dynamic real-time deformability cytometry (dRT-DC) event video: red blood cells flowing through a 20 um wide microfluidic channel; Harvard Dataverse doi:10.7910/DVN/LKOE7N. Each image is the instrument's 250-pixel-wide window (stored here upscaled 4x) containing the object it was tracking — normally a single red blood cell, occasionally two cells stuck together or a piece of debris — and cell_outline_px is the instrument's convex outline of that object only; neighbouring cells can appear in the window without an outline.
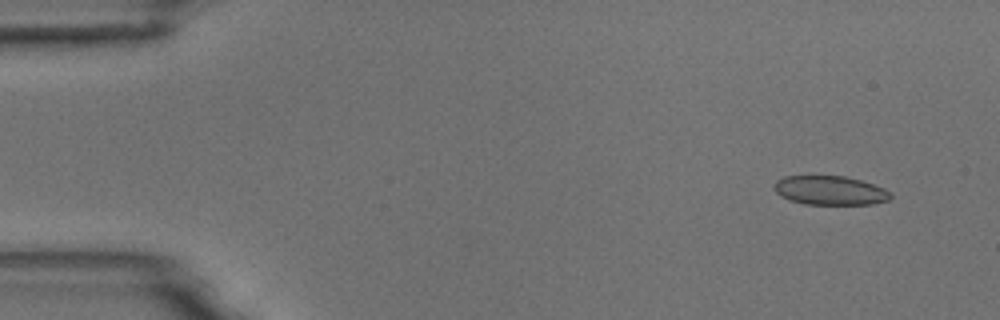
{"species": "common noctule bat (a hibernating species)", "species_latin": "Nyctalus noctula", "temperature_condition": "room temperature", "stored_images_in_passage": 5, "camera_frame_rate_fps": 3000, "um_per_image_px": 0.085, "animal": {"sex": "male", "body_mass_g": 18.8}, "frame": {"image": 1, "passage_image": 2, "time_ms": 1.0, "image_size_px": [1000, 320], "cell_outline_px": [[892, 196], [888, 200], [872, 204], [804, 204], [788, 200], [780, 196], [772, 188], [776, 180], [784, 176], [844, 176], [860, 180], [884, 188], [892, 192]], "centroid_in_image_um": [70.52, 16.19], "position_along_channel_um": 14.5, "area_um2": 19.83}}
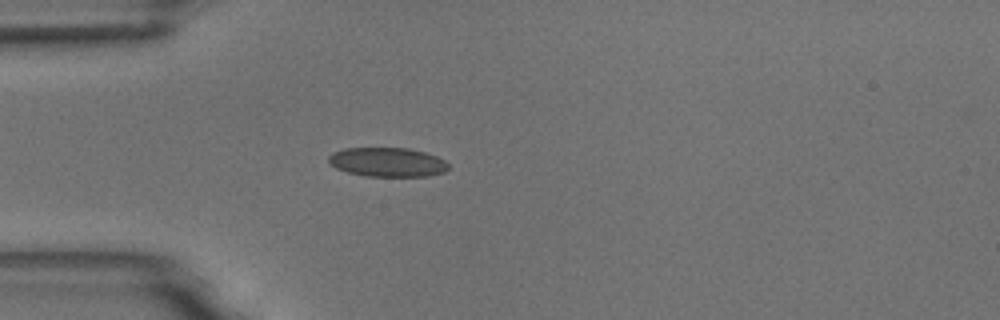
{"frame": {"image": 2, "passage_image": 5, "time_ms": 4.667, "image_size_px": [1000, 320], "cell_outline_px": [[448, 168], [444, 172], [428, 176], [364, 176], [348, 172], [336, 168], [328, 164], [328, 156], [332, 152], [344, 148], [408, 148], [424, 152], [436, 156], [444, 160], [448, 164]], "centroid_in_image_um": [32.89, 13.78], "position_along_channel_um": 52.1, "area_um2": 20.46}}